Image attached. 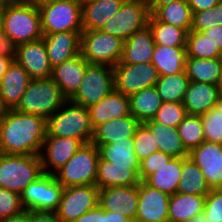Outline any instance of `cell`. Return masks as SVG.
Here are the masks:
<instances>
[{
  "label": "cell",
  "instance_id": "1",
  "mask_svg": "<svg viewBox=\"0 0 222 222\" xmlns=\"http://www.w3.org/2000/svg\"><path fill=\"white\" fill-rule=\"evenodd\" d=\"M46 125L43 117L15 109L4 110L0 118V153L39 155L47 133Z\"/></svg>",
  "mask_w": 222,
  "mask_h": 222
},
{
  "label": "cell",
  "instance_id": "2",
  "mask_svg": "<svg viewBox=\"0 0 222 222\" xmlns=\"http://www.w3.org/2000/svg\"><path fill=\"white\" fill-rule=\"evenodd\" d=\"M1 29L17 46L42 39L38 5L27 1L2 5Z\"/></svg>",
  "mask_w": 222,
  "mask_h": 222
},
{
  "label": "cell",
  "instance_id": "3",
  "mask_svg": "<svg viewBox=\"0 0 222 222\" xmlns=\"http://www.w3.org/2000/svg\"><path fill=\"white\" fill-rule=\"evenodd\" d=\"M46 136L71 137L83 144L91 142L92 127L87 107L67 100L48 120Z\"/></svg>",
  "mask_w": 222,
  "mask_h": 222
},
{
  "label": "cell",
  "instance_id": "4",
  "mask_svg": "<svg viewBox=\"0 0 222 222\" xmlns=\"http://www.w3.org/2000/svg\"><path fill=\"white\" fill-rule=\"evenodd\" d=\"M66 101L52 78L31 79L15 110L48 120Z\"/></svg>",
  "mask_w": 222,
  "mask_h": 222
},
{
  "label": "cell",
  "instance_id": "5",
  "mask_svg": "<svg viewBox=\"0 0 222 222\" xmlns=\"http://www.w3.org/2000/svg\"><path fill=\"white\" fill-rule=\"evenodd\" d=\"M40 156L0 153V187L21 193L43 174Z\"/></svg>",
  "mask_w": 222,
  "mask_h": 222
},
{
  "label": "cell",
  "instance_id": "6",
  "mask_svg": "<svg viewBox=\"0 0 222 222\" xmlns=\"http://www.w3.org/2000/svg\"><path fill=\"white\" fill-rule=\"evenodd\" d=\"M98 148L92 143H84L74 155L55 173V179L64 187L95 185L97 178Z\"/></svg>",
  "mask_w": 222,
  "mask_h": 222
},
{
  "label": "cell",
  "instance_id": "7",
  "mask_svg": "<svg viewBox=\"0 0 222 222\" xmlns=\"http://www.w3.org/2000/svg\"><path fill=\"white\" fill-rule=\"evenodd\" d=\"M37 5L43 35L83 31L80 0H47Z\"/></svg>",
  "mask_w": 222,
  "mask_h": 222
},
{
  "label": "cell",
  "instance_id": "8",
  "mask_svg": "<svg viewBox=\"0 0 222 222\" xmlns=\"http://www.w3.org/2000/svg\"><path fill=\"white\" fill-rule=\"evenodd\" d=\"M124 41L101 30L81 33V54L89 64L116 66L122 58Z\"/></svg>",
  "mask_w": 222,
  "mask_h": 222
},
{
  "label": "cell",
  "instance_id": "9",
  "mask_svg": "<svg viewBox=\"0 0 222 222\" xmlns=\"http://www.w3.org/2000/svg\"><path fill=\"white\" fill-rule=\"evenodd\" d=\"M114 89V70L108 65L89 64L71 102L89 107L108 96Z\"/></svg>",
  "mask_w": 222,
  "mask_h": 222
},
{
  "label": "cell",
  "instance_id": "10",
  "mask_svg": "<svg viewBox=\"0 0 222 222\" xmlns=\"http://www.w3.org/2000/svg\"><path fill=\"white\" fill-rule=\"evenodd\" d=\"M150 16L148 2L144 0H125L120 10L100 30L125 41L135 31L148 25Z\"/></svg>",
  "mask_w": 222,
  "mask_h": 222
},
{
  "label": "cell",
  "instance_id": "11",
  "mask_svg": "<svg viewBox=\"0 0 222 222\" xmlns=\"http://www.w3.org/2000/svg\"><path fill=\"white\" fill-rule=\"evenodd\" d=\"M63 188L55 179L54 174L43 173L21 193V204L24 210L55 212L58 208Z\"/></svg>",
  "mask_w": 222,
  "mask_h": 222
},
{
  "label": "cell",
  "instance_id": "12",
  "mask_svg": "<svg viewBox=\"0 0 222 222\" xmlns=\"http://www.w3.org/2000/svg\"><path fill=\"white\" fill-rule=\"evenodd\" d=\"M99 205V188L96 185L63 188L57 210L54 212L61 222H74L85 212Z\"/></svg>",
  "mask_w": 222,
  "mask_h": 222
},
{
  "label": "cell",
  "instance_id": "13",
  "mask_svg": "<svg viewBox=\"0 0 222 222\" xmlns=\"http://www.w3.org/2000/svg\"><path fill=\"white\" fill-rule=\"evenodd\" d=\"M114 89L126 96L139 92L143 88L155 86L160 75L150 63H118L113 67Z\"/></svg>",
  "mask_w": 222,
  "mask_h": 222
},
{
  "label": "cell",
  "instance_id": "14",
  "mask_svg": "<svg viewBox=\"0 0 222 222\" xmlns=\"http://www.w3.org/2000/svg\"><path fill=\"white\" fill-rule=\"evenodd\" d=\"M188 157L200 168L210 189L222 188V144L203 141Z\"/></svg>",
  "mask_w": 222,
  "mask_h": 222
},
{
  "label": "cell",
  "instance_id": "15",
  "mask_svg": "<svg viewBox=\"0 0 222 222\" xmlns=\"http://www.w3.org/2000/svg\"><path fill=\"white\" fill-rule=\"evenodd\" d=\"M138 209L134 222H169L170 195L151 188L144 181L138 184Z\"/></svg>",
  "mask_w": 222,
  "mask_h": 222
},
{
  "label": "cell",
  "instance_id": "16",
  "mask_svg": "<svg viewBox=\"0 0 222 222\" xmlns=\"http://www.w3.org/2000/svg\"><path fill=\"white\" fill-rule=\"evenodd\" d=\"M15 61L27 71L31 79H47L52 76L53 68L43 38L18 45Z\"/></svg>",
  "mask_w": 222,
  "mask_h": 222
},
{
  "label": "cell",
  "instance_id": "17",
  "mask_svg": "<svg viewBox=\"0 0 222 222\" xmlns=\"http://www.w3.org/2000/svg\"><path fill=\"white\" fill-rule=\"evenodd\" d=\"M82 144L79 139L71 137L46 136L39 154L43 172L54 174L74 155Z\"/></svg>",
  "mask_w": 222,
  "mask_h": 222
},
{
  "label": "cell",
  "instance_id": "18",
  "mask_svg": "<svg viewBox=\"0 0 222 222\" xmlns=\"http://www.w3.org/2000/svg\"><path fill=\"white\" fill-rule=\"evenodd\" d=\"M138 184L99 189V205L107 211L117 212L133 222L138 209Z\"/></svg>",
  "mask_w": 222,
  "mask_h": 222
},
{
  "label": "cell",
  "instance_id": "19",
  "mask_svg": "<svg viewBox=\"0 0 222 222\" xmlns=\"http://www.w3.org/2000/svg\"><path fill=\"white\" fill-rule=\"evenodd\" d=\"M81 33L64 31L43 36L52 68L81 54Z\"/></svg>",
  "mask_w": 222,
  "mask_h": 222
},
{
  "label": "cell",
  "instance_id": "20",
  "mask_svg": "<svg viewBox=\"0 0 222 222\" xmlns=\"http://www.w3.org/2000/svg\"><path fill=\"white\" fill-rule=\"evenodd\" d=\"M30 81L27 71L13 61L0 80V102L4 110L17 107Z\"/></svg>",
  "mask_w": 222,
  "mask_h": 222
},
{
  "label": "cell",
  "instance_id": "21",
  "mask_svg": "<svg viewBox=\"0 0 222 222\" xmlns=\"http://www.w3.org/2000/svg\"><path fill=\"white\" fill-rule=\"evenodd\" d=\"M88 65L82 54H79L53 67L51 78L60 87L67 100H70L78 91Z\"/></svg>",
  "mask_w": 222,
  "mask_h": 222
},
{
  "label": "cell",
  "instance_id": "22",
  "mask_svg": "<svg viewBox=\"0 0 222 222\" xmlns=\"http://www.w3.org/2000/svg\"><path fill=\"white\" fill-rule=\"evenodd\" d=\"M95 146L99 150L100 159L108 161V166L129 168L139 177L140 160L134 151L133 138Z\"/></svg>",
  "mask_w": 222,
  "mask_h": 222
},
{
  "label": "cell",
  "instance_id": "23",
  "mask_svg": "<svg viewBox=\"0 0 222 222\" xmlns=\"http://www.w3.org/2000/svg\"><path fill=\"white\" fill-rule=\"evenodd\" d=\"M219 94L218 86L215 84L190 81L183 100L187 114L202 116L215 108Z\"/></svg>",
  "mask_w": 222,
  "mask_h": 222
},
{
  "label": "cell",
  "instance_id": "24",
  "mask_svg": "<svg viewBox=\"0 0 222 222\" xmlns=\"http://www.w3.org/2000/svg\"><path fill=\"white\" fill-rule=\"evenodd\" d=\"M155 43L149 25L135 31L124 41L123 54L119 63H150L153 58Z\"/></svg>",
  "mask_w": 222,
  "mask_h": 222
},
{
  "label": "cell",
  "instance_id": "25",
  "mask_svg": "<svg viewBox=\"0 0 222 222\" xmlns=\"http://www.w3.org/2000/svg\"><path fill=\"white\" fill-rule=\"evenodd\" d=\"M92 127L107 122L113 118L130 115L129 96L113 91L98 103L88 107Z\"/></svg>",
  "mask_w": 222,
  "mask_h": 222
},
{
  "label": "cell",
  "instance_id": "26",
  "mask_svg": "<svg viewBox=\"0 0 222 222\" xmlns=\"http://www.w3.org/2000/svg\"><path fill=\"white\" fill-rule=\"evenodd\" d=\"M139 125L140 122L131 114L113 118L94 128L91 142L94 145H105L117 140L133 138Z\"/></svg>",
  "mask_w": 222,
  "mask_h": 222
},
{
  "label": "cell",
  "instance_id": "27",
  "mask_svg": "<svg viewBox=\"0 0 222 222\" xmlns=\"http://www.w3.org/2000/svg\"><path fill=\"white\" fill-rule=\"evenodd\" d=\"M125 0L81 1L83 31L100 30L121 8Z\"/></svg>",
  "mask_w": 222,
  "mask_h": 222
},
{
  "label": "cell",
  "instance_id": "28",
  "mask_svg": "<svg viewBox=\"0 0 222 222\" xmlns=\"http://www.w3.org/2000/svg\"><path fill=\"white\" fill-rule=\"evenodd\" d=\"M206 195L175 193L170 196L169 222H187L204 211Z\"/></svg>",
  "mask_w": 222,
  "mask_h": 222
},
{
  "label": "cell",
  "instance_id": "29",
  "mask_svg": "<svg viewBox=\"0 0 222 222\" xmlns=\"http://www.w3.org/2000/svg\"><path fill=\"white\" fill-rule=\"evenodd\" d=\"M143 124L152 132L159 151L174 158L188 157L189 151L183 145L177 128L159 124L152 119Z\"/></svg>",
  "mask_w": 222,
  "mask_h": 222
},
{
  "label": "cell",
  "instance_id": "30",
  "mask_svg": "<svg viewBox=\"0 0 222 222\" xmlns=\"http://www.w3.org/2000/svg\"><path fill=\"white\" fill-rule=\"evenodd\" d=\"M186 47H169L155 44L151 63L160 76L178 74L185 70Z\"/></svg>",
  "mask_w": 222,
  "mask_h": 222
},
{
  "label": "cell",
  "instance_id": "31",
  "mask_svg": "<svg viewBox=\"0 0 222 222\" xmlns=\"http://www.w3.org/2000/svg\"><path fill=\"white\" fill-rule=\"evenodd\" d=\"M162 103L155 86L143 88L129 96L130 114L140 123H144L155 116Z\"/></svg>",
  "mask_w": 222,
  "mask_h": 222
},
{
  "label": "cell",
  "instance_id": "32",
  "mask_svg": "<svg viewBox=\"0 0 222 222\" xmlns=\"http://www.w3.org/2000/svg\"><path fill=\"white\" fill-rule=\"evenodd\" d=\"M182 158H172L167 164L152 173L144 182L151 188L160 190L168 195L177 193L181 179Z\"/></svg>",
  "mask_w": 222,
  "mask_h": 222
},
{
  "label": "cell",
  "instance_id": "33",
  "mask_svg": "<svg viewBox=\"0 0 222 222\" xmlns=\"http://www.w3.org/2000/svg\"><path fill=\"white\" fill-rule=\"evenodd\" d=\"M140 183L139 177L129 168L108 166V161L99 159L95 185L99 188L133 186Z\"/></svg>",
  "mask_w": 222,
  "mask_h": 222
},
{
  "label": "cell",
  "instance_id": "34",
  "mask_svg": "<svg viewBox=\"0 0 222 222\" xmlns=\"http://www.w3.org/2000/svg\"><path fill=\"white\" fill-rule=\"evenodd\" d=\"M222 58L202 59L187 57L185 71L189 81L217 85Z\"/></svg>",
  "mask_w": 222,
  "mask_h": 222
},
{
  "label": "cell",
  "instance_id": "35",
  "mask_svg": "<svg viewBox=\"0 0 222 222\" xmlns=\"http://www.w3.org/2000/svg\"><path fill=\"white\" fill-rule=\"evenodd\" d=\"M210 191L200 168L189 157H183L177 193L207 195Z\"/></svg>",
  "mask_w": 222,
  "mask_h": 222
},
{
  "label": "cell",
  "instance_id": "36",
  "mask_svg": "<svg viewBox=\"0 0 222 222\" xmlns=\"http://www.w3.org/2000/svg\"><path fill=\"white\" fill-rule=\"evenodd\" d=\"M153 15L159 21L182 28L188 33L192 29L193 12L187 0H179L160 6Z\"/></svg>",
  "mask_w": 222,
  "mask_h": 222
},
{
  "label": "cell",
  "instance_id": "37",
  "mask_svg": "<svg viewBox=\"0 0 222 222\" xmlns=\"http://www.w3.org/2000/svg\"><path fill=\"white\" fill-rule=\"evenodd\" d=\"M148 25L151 28L154 43L169 47H186L188 32L182 28L159 21L150 14Z\"/></svg>",
  "mask_w": 222,
  "mask_h": 222
},
{
  "label": "cell",
  "instance_id": "38",
  "mask_svg": "<svg viewBox=\"0 0 222 222\" xmlns=\"http://www.w3.org/2000/svg\"><path fill=\"white\" fill-rule=\"evenodd\" d=\"M189 78L186 71L160 76L155 84L162 102H183Z\"/></svg>",
  "mask_w": 222,
  "mask_h": 222
},
{
  "label": "cell",
  "instance_id": "39",
  "mask_svg": "<svg viewBox=\"0 0 222 222\" xmlns=\"http://www.w3.org/2000/svg\"><path fill=\"white\" fill-rule=\"evenodd\" d=\"M187 57L212 59L222 58V53L202 32L190 31L187 36Z\"/></svg>",
  "mask_w": 222,
  "mask_h": 222
},
{
  "label": "cell",
  "instance_id": "40",
  "mask_svg": "<svg viewBox=\"0 0 222 222\" xmlns=\"http://www.w3.org/2000/svg\"><path fill=\"white\" fill-rule=\"evenodd\" d=\"M177 130L188 151L205 141L201 116L187 115L177 126Z\"/></svg>",
  "mask_w": 222,
  "mask_h": 222
},
{
  "label": "cell",
  "instance_id": "41",
  "mask_svg": "<svg viewBox=\"0 0 222 222\" xmlns=\"http://www.w3.org/2000/svg\"><path fill=\"white\" fill-rule=\"evenodd\" d=\"M187 115L183 102H163L152 120L162 125L177 128Z\"/></svg>",
  "mask_w": 222,
  "mask_h": 222
},
{
  "label": "cell",
  "instance_id": "42",
  "mask_svg": "<svg viewBox=\"0 0 222 222\" xmlns=\"http://www.w3.org/2000/svg\"><path fill=\"white\" fill-rule=\"evenodd\" d=\"M133 141L135 154L140 161L150 154L159 151L152 132L143 123H140L137 127Z\"/></svg>",
  "mask_w": 222,
  "mask_h": 222
},
{
  "label": "cell",
  "instance_id": "43",
  "mask_svg": "<svg viewBox=\"0 0 222 222\" xmlns=\"http://www.w3.org/2000/svg\"><path fill=\"white\" fill-rule=\"evenodd\" d=\"M217 25L222 26V1L213 8L193 13L191 31L202 32Z\"/></svg>",
  "mask_w": 222,
  "mask_h": 222
},
{
  "label": "cell",
  "instance_id": "44",
  "mask_svg": "<svg viewBox=\"0 0 222 222\" xmlns=\"http://www.w3.org/2000/svg\"><path fill=\"white\" fill-rule=\"evenodd\" d=\"M205 141L222 144V115L216 109L201 116Z\"/></svg>",
  "mask_w": 222,
  "mask_h": 222
},
{
  "label": "cell",
  "instance_id": "45",
  "mask_svg": "<svg viewBox=\"0 0 222 222\" xmlns=\"http://www.w3.org/2000/svg\"><path fill=\"white\" fill-rule=\"evenodd\" d=\"M24 210L18 193L0 187V221Z\"/></svg>",
  "mask_w": 222,
  "mask_h": 222
},
{
  "label": "cell",
  "instance_id": "46",
  "mask_svg": "<svg viewBox=\"0 0 222 222\" xmlns=\"http://www.w3.org/2000/svg\"><path fill=\"white\" fill-rule=\"evenodd\" d=\"M173 157L162 151L150 154L140 161L139 179L145 181L152 173H155L167 164Z\"/></svg>",
  "mask_w": 222,
  "mask_h": 222
},
{
  "label": "cell",
  "instance_id": "47",
  "mask_svg": "<svg viewBox=\"0 0 222 222\" xmlns=\"http://www.w3.org/2000/svg\"><path fill=\"white\" fill-rule=\"evenodd\" d=\"M203 214L209 222H222V188L206 195Z\"/></svg>",
  "mask_w": 222,
  "mask_h": 222
},
{
  "label": "cell",
  "instance_id": "48",
  "mask_svg": "<svg viewBox=\"0 0 222 222\" xmlns=\"http://www.w3.org/2000/svg\"><path fill=\"white\" fill-rule=\"evenodd\" d=\"M17 45L0 29V56L16 59Z\"/></svg>",
  "mask_w": 222,
  "mask_h": 222
},
{
  "label": "cell",
  "instance_id": "49",
  "mask_svg": "<svg viewBox=\"0 0 222 222\" xmlns=\"http://www.w3.org/2000/svg\"><path fill=\"white\" fill-rule=\"evenodd\" d=\"M74 222H105V210L98 205L96 208L85 212Z\"/></svg>",
  "mask_w": 222,
  "mask_h": 222
},
{
  "label": "cell",
  "instance_id": "50",
  "mask_svg": "<svg viewBox=\"0 0 222 222\" xmlns=\"http://www.w3.org/2000/svg\"><path fill=\"white\" fill-rule=\"evenodd\" d=\"M214 45H216L219 51L222 53V26H212L211 28L202 31Z\"/></svg>",
  "mask_w": 222,
  "mask_h": 222
},
{
  "label": "cell",
  "instance_id": "51",
  "mask_svg": "<svg viewBox=\"0 0 222 222\" xmlns=\"http://www.w3.org/2000/svg\"><path fill=\"white\" fill-rule=\"evenodd\" d=\"M29 222H61L54 212H37L29 210Z\"/></svg>",
  "mask_w": 222,
  "mask_h": 222
},
{
  "label": "cell",
  "instance_id": "52",
  "mask_svg": "<svg viewBox=\"0 0 222 222\" xmlns=\"http://www.w3.org/2000/svg\"><path fill=\"white\" fill-rule=\"evenodd\" d=\"M220 1L221 0H187V3L192 9V12L194 13L213 8Z\"/></svg>",
  "mask_w": 222,
  "mask_h": 222
},
{
  "label": "cell",
  "instance_id": "53",
  "mask_svg": "<svg viewBox=\"0 0 222 222\" xmlns=\"http://www.w3.org/2000/svg\"><path fill=\"white\" fill-rule=\"evenodd\" d=\"M105 222H133L117 212L105 210Z\"/></svg>",
  "mask_w": 222,
  "mask_h": 222
},
{
  "label": "cell",
  "instance_id": "54",
  "mask_svg": "<svg viewBox=\"0 0 222 222\" xmlns=\"http://www.w3.org/2000/svg\"><path fill=\"white\" fill-rule=\"evenodd\" d=\"M0 222H29V210H23L21 213L3 219Z\"/></svg>",
  "mask_w": 222,
  "mask_h": 222
},
{
  "label": "cell",
  "instance_id": "55",
  "mask_svg": "<svg viewBox=\"0 0 222 222\" xmlns=\"http://www.w3.org/2000/svg\"><path fill=\"white\" fill-rule=\"evenodd\" d=\"M179 0H150L148 2L149 12L153 14L160 6L170 4Z\"/></svg>",
  "mask_w": 222,
  "mask_h": 222
},
{
  "label": "cell",
  "instance_id": "56",
  "mask_svg": "<svg viewBox=\"0 0 222 222\" xmlns=\"http://www.w3.org/2000/svg\"><path fill=\"white\" fill-rule=\"evenodd\" d=\"M13 61L14 60L12 58L0 56V80L7 72L8 67Z\"/></svg>",
  "mask_w": 222,
  "mask_h": 222
},
{
  "label": "cell",
  "instance_id": "57",
  "mask_svg": "<svg viewBox=\"0 0 222 222\" xmlns=\"http://www.w3.org/2000/svg\"><path fill=\"white\" fill-rule=\"evenodd\" d=\"M187 222H209V221L206 219V217L202 213V214L195 216L194 218H192L191 220H189Z\"/></svg>",
  "mask_w": 222,
  "mask_h": 222
},
{
  "label": "cell",
  "instance_id": "58",
  "mask_svg": "<svg viewBox=\"0 0 222 222\" xmlns=\"http://www.w3.org/2000/svg\"><path fill=\"white\" fill-rule=\"evenodd\" d=\"M215 108L221 113L222 115V93L219 94L218 100L215 104Z\"/></svg>",
  "mask_w": 222,
  "mask_h": 222
},
{
  "label": "cell",
  "instance_id": "59",
  "mask_svg": "<svg viewBox=\"0 0 222 222\" xmlns=\"http://www.w3.org/2000/svg\"><path fill=\"white\" fill-rule=\"evenodd\" d=\"M25 0H0V4L1 5H5V4H15V3H20L23 2Z\"/></svg>",
  "mask_w": 222,
  "mask_h": 222
},
{
  "label": "cell",
  "instance_id": "60",
  "mask_svg": "<svg viewBox=\"0 0 222 222\" xmlns=\"http://www.w3.org/2000/svg\"><path fill=\"white\" fill-rule=\"evenodd\" d=\"M217 86H218L219 92L222 93V67H221L220 77H219Z\"/></svg>",
  "mask_w": 222,
  "mask_h": 222
},
{
  "label": "cell",
  "instance_id": "61",
  "mask_svg": "<svg viewBox=\"0 0 222 222\" xmlns=\"http://www.w3.org/2000/svg\"><path fill=\"white\" fill-rule=\"evenodd\" d=\"M25 1H27V2H33V3L38 4V3H40V2L47 1V0H25Z\"/></svg>",
  "mask_w": 222,
  "mask_h": 222
},
{
  "label": "cell",
  "instance_id": "62",
  "mask_svg": "<svg viewBox=\"0 0 222 222\" xmlns=\"http://www.w3.org/2000/svg\"><path fill=\"white\" fill-rule=\"evenodd\" d=\"M2 5L0 4V29H1Z\"/></svg>",
  "mask_w": 222,
  "mask_h": 222
},
{
  "label": "cell",
  "instance_id": "63",
  "mask_svg": "<svg viewBox=\"0 0 222 222\" xmlns=\"http://www.w3.org/2000/svg\"><path fill=\"white\" fill-rule=\"evenodd\" d=\"M3 112H4V109L2 108L1 102H0V118H1V116L3 115Z\"/></svg>",
  "mask_w": 222,
  "mask_h": 222
}]
</instances>
